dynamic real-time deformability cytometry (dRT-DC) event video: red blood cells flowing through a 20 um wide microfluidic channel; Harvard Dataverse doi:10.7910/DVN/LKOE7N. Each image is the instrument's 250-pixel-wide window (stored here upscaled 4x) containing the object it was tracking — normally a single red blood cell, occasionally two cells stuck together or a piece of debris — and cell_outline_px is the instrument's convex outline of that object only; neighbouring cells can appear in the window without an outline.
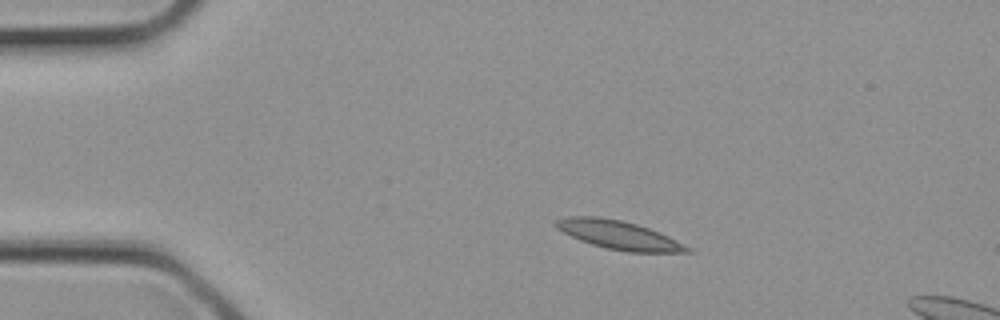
{"species": "common noctule bat (a hibernating species)", "species_latin": "Nyctalus noctula", "temperature_condition": "cold", "stored_images_in_passage": 2, "camera_frame_rate_fps": 3000, "um_per_image_px": 0.085, "animal": {"sex": "female", "body_mass_g": 21.9}, "frame": {"image": 1, "passage_image": 1, "time_ms": 0.0, "image_size_px": [1000, 320], "cell_outline_px": [[696, 252], [628, 252], [608, 248], [592, 244], [580, 240], [556, 228], [552, 224], [556, 220], [568, 216], [596, 216], [620, 220], [636, 224], [660, 232], [692, 248]], "centroid_in_image_um": [52.61, 19.97], "position_along_channel_um": 32.4, "area_um2": 21.73}}